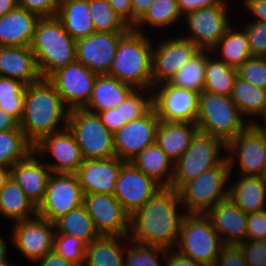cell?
<instances>
[{
    "instance_id": "cell-1",
    "label": "cell",
    "mask_w": 266,
    "mask_h": 266,
    "mask_svg": "<svg viewBox=\"0 0 266 266\" xmlns=\"http://www.w3.org/2000/svg\"><path fill=\"white\" fill-rule=\"evenodd\" d=\"M179 191L160 188L149 201L130 217L129 239L144 245L175 249L186 215Z\"/></svg>"
},
{
    "instance_id": "cell-2",
    "label": "cell",
    "mask_w": 266,
    "mask_h": 266,
    "mask_svg": "<svg viewBox=\"0 0 266 266\" xmlns=\"http://www.w3.org/2000/svg\"><path fill=\"white\" fill-rule=\"evenodd\" d=\"M68 115L69 110L47 78L26 85L24 112L19 127L33 145L44 136L66 129Z\"/></svg>"
},
{
    "instance_id": "cell-3",
    "label": "cell",
    "mask_w": 266,
    "mask_h": 266,
    "mask_svg": "<svg viewBox=\"0 0 266 266\" xmlns=\"http://www.w3.org/2000/svg\"><path fill=\"white\" fill-rule=\"evenodd\" d=\"M146 34L130 28L121 37L108 73L135 89H153V41Z\"/></svg>"
},
{
    "instance_id": "cell-4",
    "label": "cell",
    "mask_w": 266,
    "mask_h": 266,
    "mask_svg": "<svg viewBox=\"0 0 266 266\" xmlns=\"http://www.w3.org/2000/svg\"><path fill=\"white\" fill-rule=\"evenodd\" d=\"M31 49L42 78L76 61V41L57 16L39 18Z\"/></svg>"
},
{
    "instance_id": "cell-5",
    "label": "cell",
    "mask_w": 266,
    "mask_h": 266,
    "mask_svg": "<svg viewBox=\"0 0 266 266\" xmlns=\"http://www.w3.org/2000/svg\"><path fill=\"white\" fill-rule=\"evenodd\" d=\"M196 125L199 132L217 137L227 144L250 124L231 96L202 91L199 93Z\"/></svg>"
},
{
    "instance_id": "cell-6",
    "label": "cell",
    "mask_w": 266,
    "mask_h": 266,
    "mask_svg": "<svg viewBox=\"0 0 266 266\" xmlns=\"http://www.w3.org/2000/svg\"><path fill=\"white\" fill-rule=\"evenodd\" d=\"M227 158L217 167L201 173L178 191L186 214H206L229 197L230 176Z\"/></svg>"
},
{
    "instance_id": "cell-7",
    "label": "cell",
    "mask_w": 266,
    "mask_h": 266,
    "mask_svg": "<svg viewBox=\"0 0 266 266\" xmlns=\"http://www.w3.org/2000/svg\"><path fill=\"white\" fill-rule=\"evenodd\" d=\"M224 246L205 214L184 216L175 248L180 254L204 266H213Z\"/></svg>"
},
{
    "instance_id": "cell-8",
    "label": "cell",
    "mask_w": 266,
    "mask_h": 266,
    "mask_svg": "<svg viewBox=\"0 0 266 266\" xmlns=\"http://www.w3.org/2000/svg\"><path fill=\"white\" fill-rule=\"evenodd\" d=\"M226 143L217 137L198 132L186 152L173 164L171 188L177 191L201 173L220 165L225 159Z\"/></svg>"
},
{
    "instance_id": "cell-9",
    "label": "cell",
    "mask_w": 266,
    "mask_h": 266,
    "mask_svg": "<svg viewBox=\"0 0 266 266\" xmlns=\"http://www.w3.org/2000/svg\"><path fill=\"white\" fill-rule=\"evenodd\" d=\"M67 128L74 135L84 159L116 157L114 134L102 123L97 113L86 109L71 110Z\"/></svg>"
},
{
    "instance_id": "cell-10",
    "label": "cell",
    "mask_w": 266,
    "mask_h": 266,
    "mask_svg": "<svg viewBox=\"0 0 266 266\" xmlns=\"http://www.w3.org/2000/svg\"><path fill=\"white\" fill-rule=\"evenodd\" d=\"M224 153L231 174L237 165V174L261 177L266 170V129L250 124L226 144Z\"/></svg>"
},
{
    "instance_id": "cell-11",
    "label": "cell",
    "mask_w": 266,
    "mask_h": 266,
    "mask_svg": "<svg viewBox=\"0 0 266 266\" xmlns=\"http://www.w3.org/2000/svg\"><path fill=\"white\" fill-rule=\"evenodd\" d=\"M228 3V0H223L218 6L201 8L186 14L183 19L187 33L181 36L200 50H211L232 26L230 16L227 15L230 8Z\"/></svg>"
},
{
    "instance_id": "cell-12",
    "label": "cell",
    "mask_w": 266,
    "mask_h": 266,
    "mask_svg": "<svg viewBox=\"0 0 266 266\" xmlns=\"http://www.w3.org/2000/svg\"><path fill=\"white\" fill-rule=\"evenodd\" d=\"M84 202V193L76 173H51L37 216L54 223Z\"/></svg>"
},
{
    "instance_id": "cell-13",
    "label": "cell",
    "mask_w": 266,
    "mask_h": 266,
    "mask_svg": "<svg viewBox=\"0 0 266 266\" xmlns=\"http://www.w3.org/2000/svg\"><path fill=\"white\" fill-rule=\"evenodd\" d=\"M199 93L169 82L153 86L152 107L160 121L196 123Z\"/></svg>"
},
{
    "instance_id": "cell-14",
    "label": "cell",
    "mask_w": 266,
    "mask_h": 266,
    "mask_svg": "<svg viewBox=\"0 0 266 266\" xmlns=\"http://www.w3.org/2000/svg\"><path fill=\"white\" fill-rule=\"evenodd\" d=\"M97 74L82 63L75 61L53 72L47 79L71 111L84 109L91 98Z\"/></svg>"
},
{
    "instance_id": "cell-15",
    "label": "cell",
    "mask_w": 266,
    "mask_h": 266,
    "mask_svg": "<svg viewBox=\"0 0 266 266\" xmlns=\"http://www.w3.org/2000/svg\"><path fill=\"white\" fill-rule=\"evenodd\" d=\"M163 39L152 47L153 86L169 82L200 50L177 34Z\"/></svg>"
},
{
    "instance_id": "cell-16",
    "label": "cell",
    "mask_w": 266,
    "mask_h": 266,
    "mask_svg": "<svg viewBox=\"0 0 266 266\" xmlns=\"http://www.w3.org/2000/svg\"><path fill=\"white\" fill-rule=\"evenodd\" d=\"M83 204L100 235L129 237L130 216L114 195L85 194Z\"/></svg>"
},
{
    "instance_id": "cell-17",
    "label": "cell",
    "mask_w": 266,
    "mask_h": 266,
    "mask_svg": "<svg viewBox=\"0 0 266 266\" xmlns=\"http://www.w3.org/2000/svg\"><path fill=\"white\" fill-rule=\"evenodd\" d=\"M10 239L15 249L28 261H36L53 251L55 226L38 216L13 224Z\"/></svg>"
},
{
    "instance_id": "cell-18",
    "label": "cell",
    "mask_w": 266,
    "mask_h": 266,
    "mask_svg": "<svg viewBox=\"0 0 266 266\" xmlns=\"http://www.w3.org/2000/svg\"><path fill=\"white\" fill-rule=\"evenodd\" d=\"M160 120L152 107L141 118L126 123L114 133V147L117 158L130 162L146 147L156 142Z\"/></svg>"
},
{
    "instance_id": "cell-19",
    "label": "cell",
    "mask_w": 266,
    "mask_h": 266,
    "mask_svg": "<svg viewBox=\"0 0 266 266\" xmlns=\"http://www.w3.org/2000/svg\"><path fill=\"white\" fill-rule=\"evenodd\" d=\"M160 188L162 187L158 183L147 177L131 162H126L115 182L114 196L120 202L124 211L131 217Z\"/></svg>"
},
{
    "instance_id": "cell-20",
    "label": "cell",
    "mask_w": 266,
    "mask_h": 266,
    "mask_svg": "<svg viewBox=\"0 0 266 266\" xmlns=\"http://www.w3.org/2000/svg\"><path fill=\"white\" fill-rule=\"evenodd\" d=\"M37 157H46L47 153L55 162L46 161L45 164L53 173H76L84 161L74 135L68 128L44 136L34 145Z\"/></svg>"
},
{
    "instance_id": "cell-21",
    "label": "cell",
    "mask_w": 266,
    "mask_h": 266,
    "mask_svg": "<svg viewBox=\"0 0 266 266\" xmlns=\"http://www.w3.org/2000/svg\"><path fill=\"white\" fill-rule=\"evenodd\" d=\"M125 33L94 32L76 41V61L97 75L108 74Z\"/></svg>"
},
{
    "instance_id": "cell-22",
    "label": "cell",
    "mask_w": 266,
    "mask_h": 266,
    "mask_svg": "<svg viewBox=\"0 0 266 266\" xmlns=\"http://www.w3.org/2000/svg\"><path fill=\"white\" fill-rule=\"evenodd\" d=\"M126 161L110 159H84L76 172L79 184L85 194L102 193L114 195L115 182Z\"/></svg>"
},
{
    "instance_id": "cell-23",
    "label": "cell",
    "mask_w": 266,
    "mask_h": 266,
    "mask_svg": "<svg viewBox=\"0 0 266 266\" xmlns=\"http://www.w3.org/2000/svg\"><path fill=\"white\" fill-rule=\"evenodd\" d=\"M224 245H239L246 241L248 214L229 197L218 202L205 214Z\"/></svg>"
},
{
    "instance_id": "cell-24",
    "label": "cell",
    "mask_w": 266,
    "mask_h": 266,
    "mask_svg": "<svg viewBox=\"0 0 266 266\" xmlns=\"http://www.w3.org/2000/svg\"><path fill=\"white\" fill-rule=\"evenodd\" d=\"M33 150L26 158L10 168V177L22 188L31 202L38 207L43 201L47 182L51 175L48 166L37 158Z\"/></svg>"
},
{
    "instance_id": "cell-25",
    "label": "cell",
    "mask_w": 266,
    "mask_h": 266,
    "mask_svg": "<svg viewBox=\"0 0 266 266\" xmlns=\"http://www.w3.org/2000/svg\"><path fill=\"white\" fill-rule=\"evenodd\" d=\"M0 76L17 79L26 85L41 80L31 46H0Z\"/></svg>"
},
{
    "instance_id": "cell-26",
    "label": "cell",
    "mask_w": 266,
    "mask_h": 266,
    "mask_svg": "<svg viewBox=\"0 0 266 266\" xmlns=\"http://www.w3.org/2000/svg\"><path fill=\"white\" fill-rule=\"evenodd\" d=\"M39 18L19 6L0 17V46H31Z\"/></svg>"
},
{
    "instance_id": "cell-27",
    "label": "cell",
    "mask_w": 266,
    "mask_h": 266,
    "mask_svg": "<svg viewBox=\"0 0 266 266\" xmlns=\"http://www.w3.org/2000/svg\"><path fill=\"white\" fill-rule=\"evenodd\" d=\"M198 132L196 123L160 121L156 144L175 163L189 148Z\"/></svg>"
},
{
    "instance_id": "cell-28",
    "label": "cell",
    "mask_w": 266,
    "mask_h": 266,
    "mask_svg": "<svg viewBox=\"0 0 266 266\" xmlns=\"http://www.w3.org/2000/svg\"><path fill=\"white\" fill-rule=\"evenodd\" d=\"M237 175L234 182H229V198L247 214L265 210L266 185L262 177Z\"/></svg>"
},
{
    "instance_id": "cell-29",
    "label": "cell",
    "mask_w": 266,
    "mask_h": 266,
    "mask_svg": "<svg viewBox=\"0 0 266 266\" xmlns=\"http://www.w3.org/2000/svg\"><path fill=\"white\" fill-rule=\"evenodd\" d=\"M134 89L108 74L97 75L90 101L84 109L98 114L116 108Z\"/></svg>"
},
{
    "instance_id": "cell-30",
    "label": "cell",
    "mask_w": 266,
    "mask_h": 266,
    "mask_svg": "<svg viewBox=\"0 0 266 266\" xmlns=\"http://www.w3.org/2000/svg\"><path fill=\"white\" fill-rule=\"evenodd\" d=\"M57 17L75 41L95 32L89 0H60Z\"/></svg>"
},
{
    "instance_id": "cell-31",
    "label": "cell",
    "mask_w": 266,
    "mask_h": 266,
    "mask_svg": "<svg viewBox=\"0 0 266 266\" xmlns=\"http://www.w3.org/2000/svg\"><path fill=\"white\" fill-rule=\"evenodd\" d=\"M126 237L101 235L86 247L84 266H125Z\"/></svg>"
},
{
    "instance_id": "cell-32",
    "label": "cell",
    "mask_w": 266,
    "mask_h": 266,
    "mask_svg": "<svg viewBox=\"0 0 266 266\" xmlns=\"http://www.w3.org/2000/svg\"><path fill=\"white\" fill-rule=\"evenodd\" d=\"M130 162L161 187H171L174 163L156 142L146 147Z\"/></svg>"
},
{
    "instance_id": "cell-33",
    "label": "cell",
    "mask_w": 266,
    "mask_h": 266,
    "mask_svg": "<svg viewBox=\"0 0 266 266\" xmlns=\"http://www.w3.org/2000/svg\"><path fill=\"white\" fill-rule=\"evenodd\" d=\"M0 215L13 224L37 216V207L11 177L0 191Z\"/></svg>"
},
{
    "instance_id": "cell-34",
    "label": "cell",
    "mask_w": 266,
    "mask_h": 266,
    "mask_svg": "<svg viewBox=\"0 0 266 266\" xmlns=\"http://www.w3.org/2000/svg\"><path fill=\"white\" fill-rule=\"evenodd\" d=\"M239 29L231 26L211 49L213 55H220L219 60L236 69L252 57L247 33L242 27Z\"/></svg>"
},
{
    "instance_id": "cell-35",
    "label": "cell",
    "mask_w": 266,
    "mask_h": 266,
    "mask_svg": "<svg viewBox=\"0 0 266 266\" xmlns=\"http://www.w3.org/2000/svg\"><path fill=\"white\" fill-rule=\"evenodd\" d=\"M55 234L76 237L89 245L101 235L96 230L84 204L69 211L54 222Z\"/></svg>"
},
{
    "instance_id": "cell-36",
    "label": "cell",
    "mask_w": 266,
    "mask_h": 266,
    "mask_svg": "<svg viewBox=\"0 0 266 266\" xmlns=\"http://www.w3.org/2000/svg\"><path fill=\"white\" fill-rule=\"evenodd\" d=\"M238 77L236 68L230 67L211 50H206L205 84L204 90L209 93L231 96L234 83Z\"/></svg>"
},
{
    "instance_id": "cell-37",
    "label": "cell",
    "mask_w": 266,
    "mask_h": 266,
    "mask_svg": "<svg viewBox=\"0 0 266 266\" xmlns=\"http://www.w3.org/2000/svg\"><path fill=\"white\" fill-rule=\"evenodd\" d=\"M266 89L258 88L237 77L231 93V99L243 117L252 124L264 109ZM246 116V117H245ZM251 117V118H250Z\"/></svg>"
},
{
    "instance_id": "cell-38",
    "label": "cell",
    "mask_w": 266,
    "mask_h": 266,
    "mask_svg": "<svg viewBox=\"0 0 266 266\" xmlns=\"http://www.w3.org/2000/svg\"><path fill=\"white\" fill-rule=\"evenodd\" d=\"M183 19L177 0H155L145 15L134 25L133 29L144 32L143 27L167 29L173 27L180 19ZM143 29V30H142Z\"/></svg>"
},
{
    "instance_id": "cell-39",
    "label": "cell",
    "mask_w": 266,
    "mask_h": 266,
    "mask_svg": "<svg viewBox=\"0 0 266 266\" xmlns=\"http://www.w3.org/2000/svg\"><path fill=\"white\" fill-rule=\"evenodd\" d=\"M33 150L34 145L21 129L0 132V166L11 168Z\"/></svg>"
},
{
    "instance_id": "cell-40",
    "label": "cell",
    "mask_w": 266,
    "mask_h": 266,
    "mask_svg": "<svg viewBox=\"0 0 266 266\" xmlns=\"http://www.w3.org/2000/svg\"><path fill=\"white\" fill-rule=\"evenodd\" d=\"M206 50H199L169 81L173 86L201 93L205 84Z\"/></svg>"
},
{
    "instance_id": "cell-41",
    "label": "cell",
    "mask_w": 266,
    "mask_h": 266,
    "mask_svg": "<svg viewBox=\"0 0 266 266\" xmlns=\"http://www.w3.org/2000/svg\"><path fill=\"white\" fill-rule=\"evenodd\" d=\"M89 8L95 32L126 33L131 28L107 0H89Z\"/></svg>"
},
{
    "instance_id": "cell-42",
    "label": "cell",
    "mask_w": 266,
    "mask_h": 266,
    "mask_svg": "<svg viewBox=\"0 0 266 266\" xmlns=\"http://www.w3.org/2000/svg\"><path fill=\"white\" fill-rule=\"evenodd\" d=\"M26 84L23 82L0 77V108L12 115L18 122L21 121L24 112Z\"/></svg>"
},
{
    "instance_id": "cell-43",
    "label": "cell",
    "mask_w": 266,
    "mask_h": 266,
    "mask_svg": "<svg viewBox=\"0 0 266 266\" xmlns=\"http://www.w3.org/2000/svg\"><path fill=\"white\" fill-rule=\"evenodd\" d=\"M167 249L136 243L126 237L125 266H165Z\"/></svg>"
},
{
    "instance_id": "cell-44",
    "label": "cell",
    "mask_w": 266,
    "mask_h": 266,
    "mask_svg": "<svg viewBox=\"0 0 266 266\" xmlns=\"http://www.w3.org/2000/svg\"><path fill=\"white\" fill-rule=\"evenodd\" d=\"M119 106L122 122L141 118L152 108V89H134Z\"/></svg>"
},
{
    "instance_id": "cell-45",
    "label": "cell",
    "mask_w": 266,
    "mask_h": 266,
    "mask_svg": "<svg viewBox=\"0 0 266 266\" xmlns=\"http://www.w3.org/2000/svg\"><path fill=\"white\" fill-rule=\"evenodd\" d=\"M87 245L76 237L55 234L53 251L76 266H84Z\"/></svg>"
},
{
    "instance_id": "cell-46",
    "label": "cell",
    "mask_w": 266,
    "mask_h": 266,
    "mask_svg": "<svg viewBox=\"0 0 266 266\" xmlns=\"http://www.w3.org/2000/svg\"><path fill=\"white\" fill-rule=\"evenodd\" d=\"M238 77L261 89H266V57H250L238 69Z\"/></svg>"
},
{
    "instance_id": "cell-47",
    "label": "cell",
    "mask_w": 266,
    "mask_h": 266,
    "mask_svg": "<svg viewBox=\"0 0 266 266\" xmlns=\"http://www.w3.org/2000/svg\"><path fill=\"white\" fill-rule=\"evenodd\" d=\"M242 28L247 33L252 57H266V22L248 20Z\"/></svg>"
},
{
    "instance_id": "cell-48",
    "label": "cell",
    "mask_w": 266,
    "mask_h": 266,
    "mask_svg": "<svg viewBox=\"0 0 266 266\" xmlns=\"http://www.w3.org/2000/svg\"><path fill=\"white\" fill-rule=\"evenodd\" d=\"M237 246L248 266H266V240H246Z\"/></svg>"
},
{
    "instance_id": "cell-49",
    "label": "cell",
    "mask_w": 266,
    "mask_h": 266,
    "mask_svg": "<svg viewBox=\"0 0 266 266\" xmlns=\"http://www.w3.org/2000/svg\"><path fill=\"white\" fill-rule=\"evenodd\" d=\"M18 6L39 17L57 16L60 0H17Z\"/></svg>"
},
{
    "instance_id": "cell-50",
    "label": "cell",
    "mask_w": 266,
    "mask_h": 266,
    "mask_svg": "<svg viewBox=\"0 0 266 266\" xmlns=\"http://www.w3.org/2000/svg\"><path fill=\"white\" fill-rule=\"evenodd\" d=\"M246 240H266V209L248 213Z\"/></svg>"
},
{
    "instance_id": "cell-51",
    "label": "cell",
    "mask_w": 266,
    "mask_h": 266,
    "mask_svg": "<svg viewBox=\"0 0 266 266\" xmlns=\"http://www.w3.org/2000/svg\"><path fill=\"white\" fill-rule=\"evenodd\" d=\"M213 266H248L241 249L236 245H225Z\"/></svg>"
},
{
    "instance_id": "cell-52",
    "label": "cell",
    "mask_w": 266,
    "mask_h": 266,
    "mask_svg": "<svg viewBox=\"0 0 266 266\" xmlns=\"http://www.w3.org/2000/svg\"><path fill=\"white\" fill-rule=\"evenodd\" d=\"M102 123L113 134L117 132L126 122H122L121 107L107 109L98 113Z\"/></svg>"
},
{
    "instance_id": "cell-53",
    "label": "cell",
    "mask_w": 266,
    "mask_h": 266,
    "mask_svg": "<svg viewBox=\"0 0 266 266\" xmlns=\"http://www.w3.org/2000/svg\"><path fill=\"white\" fill-rule=\"evenodd\" d=\"M222 1L223 0H177L179 11L183 17L201 8L218 6Z\"/></svg>"
},
{
    "instance_id": "cell-54",
    "label": "cell",
    "mask_w": 266,
    "mask_h": 266,
    "mask_svg": "<svg viewBox=\"0 0 266 266\" xmlns=\"http://www.w3.org/2000/svg\"><path fill=\"white\" fill-rule=\"evenodd\" d=\"M165 266H204L193 259L180 254L175 249H168L165 255Z\"/></svg>"
},
{
    "instance_id": "cell-55",
    "label": "cell",
    "mask_w": 266,
    "mask_h": 266,
    "mask_svg": "<svg viewBox=\"0 0 266 266\" xmlns=\"http://www.w3.org/2000/svg\"><path fill=\"white\" fill-rule=\"evenodd\" d=\"M114 11L132 28L131 0H107Z\"/></svg>"
},
{
    "instance_id": "cell-56",
    "label": "cell",
    "mask_w": 266,
    "mask_h": 266,
    "mask_svg": "<svg viewBox=\"0 0 266 266\" xmlns=\"http://www.w3.org/2000/svg\"><path fill=\"white\" fill-rule=\"evenodd\" d=\"M243 4L255 18L252 20L266 22V0H243Z\"/></svg>"
},
{
    "instance_id": "cell-57",
    "label": "cell",
    "mask_w": 266,
    "mask_h": 266,
    "mask_svg": "<svg viewBox=\"0 0 266 266\" xmlns=\"http://www.w3.org/2000/svg\"><path fill=\"white\" fill-rule=\"evenodd\" d=\"M155 0H131L132 28L145 15Z\"/></svg>"
},
{
    "instance_id": "cell-58",
    "label": "cell",
    "mask_w": 266,
    "mask_h": 266,
    "mask_svg": "<svg viewBox=\"0 0 266 266\" xmlns=\"http://www.w3.org/2000/svg\"><path fill=\"white\" fill-rule=\"evenodd\" d=\"M38 263V266H76L68 260H65L62 256L56 254L54 251L47 253L42 258L34 261Z\"/></svg>"
},
{
    "instance_id": "cell-59",
    "label": "cell",
    "mask_w": 266,
    "mask_h": 266,
    "mask_svg": "<svg viewBox=\"0 0 266 266\" xmlns=\"http://www.w3.org/2000/svg\"><path fill=\"white\" fill-rule=\"evenodd\" d=\"M20 129L19 122L9 113L0 108V132Z\"/></svg>"
},
{
    "instance_id": "cell-60",
    "label": "cell",
    "mask_w": 266,
    "mask_h": 266,
    "mask_svg": "<svg viewBox=\"0 0 266 266\" xmlns=\"http://www.w3.org/2000/svg\"><path fill=\"white\" fill-rule=\"evenodd\" d=\"M18 7L17 0H0V17Z\"/></svg>"
},
{
    "instance_id": "cell-61",
    "label": "cell",
    "mask_w": 266,
    "mask_h": 266,
    "mask_svg": "<svg viewBox=\"0 0 266 266\" xmlns=\"http://www.w3.org/2000/svg\"><path fill=\"white\" fill-rule=\"evenodd\" d=\"M9 178H10V168L0 166V191L5 186Z\"/></svg>"
},
{
    "instance_id": "cell-62",
    "label": "cell",
    "mask_w": 266,
    "mask_h": 266,
    "mask_svg": "<svg viewBox=\"0 0 266 266\" xmlns=\"http://www.w3.org/2000/svg\"><path fill=\"white\" fill-rule=\"evenodd\" d=\"M8 244L0 235V261L8 259Z\"/></svg>"
},
{
    "instance_id": "cell-63",
    "label": "cell",
    "mask_w": 266,
    "mask_h": 266,
    "mask_svg": "<svg viewBox=\"0 0 266 266\" xmlns=\"http://www.w3.org/2000/svg\"><path fill=\"white\" fill-rule=\"evenodd\" d=\"M259 118L263 119V123H264V124H262L263 126L261 125V123L259 121H257V119H255L251 125L258 127V128H265L266 129V94H265L264 109H263L262 114L259 116Z\"/></svg>"
},
{
    "instance_id": "cell-64",
    "label": "cell",
    "mask_w": 266,
    "mask_h": 266,
    "mask_svg": "<svg viewBox=\"0 0 266 266\" xmlns=\"http://www.w3.org/2000/svg\"><path fill=\"white\" fill-rule=\"evenodd\" d=\"M0 266H16V265H12L9 261V259L6 260H1L0 261Z\"/></svg>"
},
{
    "instance_id": "cell-65",
    "label": "cell",
    "mask_w": 266,
    "mask_h": 266,
    "mask_svg": "<svg viewBox=\"0 0 266 266\" xmlns=\"http://www.w3.org/2000/svg\"><path fill=\"white\" fill-rule=\"evenodd\" d=\"M262 179H263V182L265 183V185H266V170L263 172V174H262Z\"/></svg>"
}]
</instances>
